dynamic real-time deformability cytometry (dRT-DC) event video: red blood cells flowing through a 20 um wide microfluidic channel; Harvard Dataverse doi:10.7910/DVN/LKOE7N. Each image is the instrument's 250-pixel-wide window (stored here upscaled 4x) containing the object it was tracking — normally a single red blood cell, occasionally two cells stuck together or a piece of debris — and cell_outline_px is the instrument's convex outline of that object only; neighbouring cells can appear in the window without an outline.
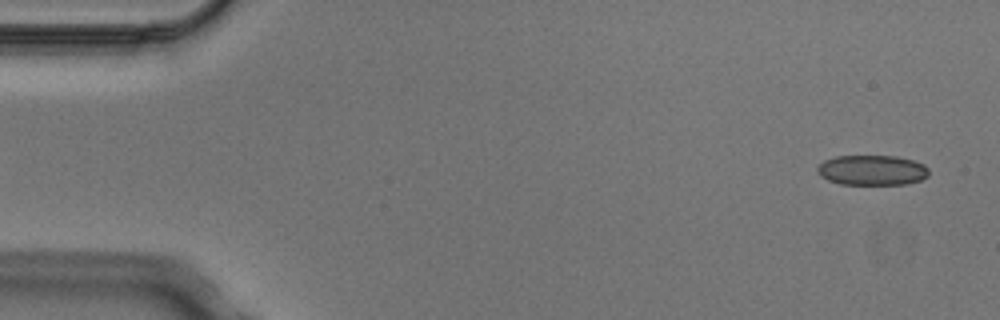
{"species": "Egyptian fruit bat (a non-hibernating species)", "species_latin": "Rousettus aegyptiacus", "temperature_condition": "cold", "stored_images_in_passage": 5, "camera_frame_rate_fps": 3000, "um_per_image_px": 0.085, "animal": {"sex": "male"}, "frame": {"image": 1, "passage_image": 5, "time_ms": 1.333, "image_size_px": [1000, 320], "cell_outline_px": [[928, 176], [920, 180], [904, 184], [840, 184], [828, 180], [820, 176], [816, 172], [816, 168], [824, 160], [836, 156], [896, 156], [912, 160], [924, 164], [928, 168]], "centroid_in_image_um": [74.1, 14.46], "position_along_channel_um": 10.9, "area_um2": 19.59}}